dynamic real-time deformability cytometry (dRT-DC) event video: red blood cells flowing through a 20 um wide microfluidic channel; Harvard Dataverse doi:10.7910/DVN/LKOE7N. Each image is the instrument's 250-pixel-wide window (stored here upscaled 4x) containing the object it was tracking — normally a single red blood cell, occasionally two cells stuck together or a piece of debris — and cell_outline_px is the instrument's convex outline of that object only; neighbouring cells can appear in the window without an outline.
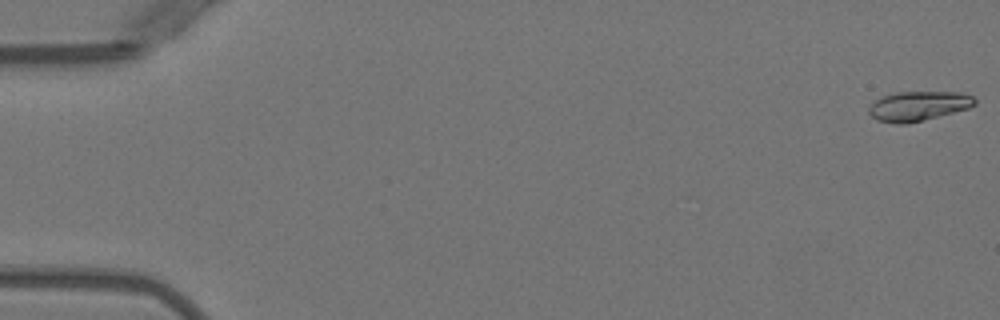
{"species": "Egyptian fruit bat (a non-hibernating species)", "species_latin": "Rousettus aegyptiacus", "temperature_condition": "warm", "stored_images_in_passage": 6, "camera_frame_rate_fps": 3000, "um_per_image_px": 0.085, "animal": {"sex": "female"}, "frame": {"image": 1, "passage_image": 1, "time_ms": 0.0, "image_size_px": [1000, 320], "cell_outline_px": [[976, 104], [968, 108], [908, 124], [896, 124], [876, 120], [868, 112], [868, 108], [876, 100], [884, 96], [896, 92], [960, 92], [972, 96], [976, 100]], "centroid_in_image_um": [78.05, 9.01], "position_along_channel_um": 7.0, "area_um2": 18.15}}
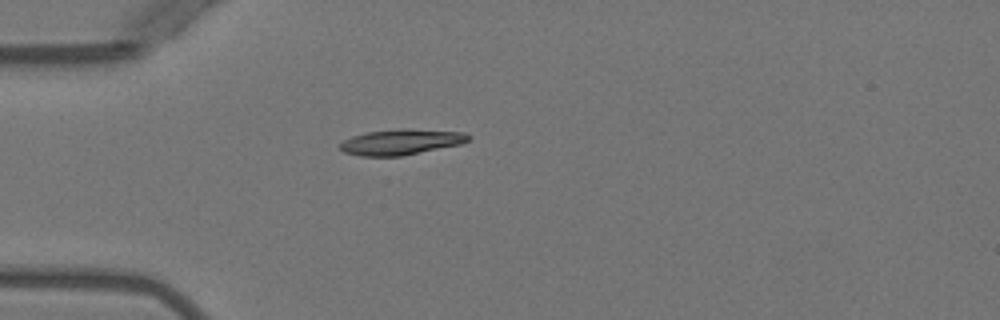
{"frame": {"image": 2, "passage_image": 5, "time_ms": 4.667, "image_size_px": [1000, 320], "cell_outline_px": [[472, 136], [468, 140], [460, 144], [400, 156], [360, 156], [344, 152], [340, 148], [340, 144], [344, 140], [352, 136], [368, 132], [400, 128], [408, 128], [464, 132]], "centroid_in_image_um": [34.09, 12.05], "position_along_channel_um": 50.9, "area_um2": 19.07}}